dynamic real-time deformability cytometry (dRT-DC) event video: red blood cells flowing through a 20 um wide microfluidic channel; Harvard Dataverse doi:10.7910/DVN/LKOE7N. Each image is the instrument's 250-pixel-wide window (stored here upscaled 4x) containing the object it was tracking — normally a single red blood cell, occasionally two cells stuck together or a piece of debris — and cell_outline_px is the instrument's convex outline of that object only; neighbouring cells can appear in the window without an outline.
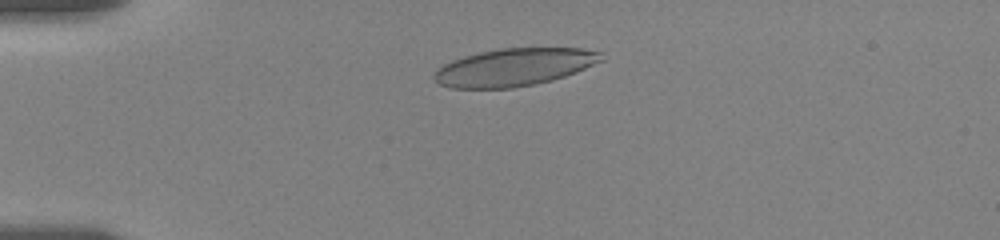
{"species": "human", "species_latin": "Homo sapiens", "temperature_condition": "room temperature", "stored_images_in_passage": 52, "camera_frame_rate_fps": 3000, "um_per_image_px": 0.085, "donor": {"sex": "female"}, "frame": {"image": 1, "passage_image": 9, "time_ms": 2.667, "image_size_px": [1000, 240], "cell_outline_px": [[604, 60], [576, 72], [552, 80], [536, 84], [512, 88], [448, 88], [440, 84], [432, 76], [436, 68], [452, 60], [464, 56], [480, 52], [500, 48], [580, 48], [604, 52]], "centroid_in_image_um": [43.71, 5.71], "position_along_channel_um": 41.3, "area_um2": 36.82}}
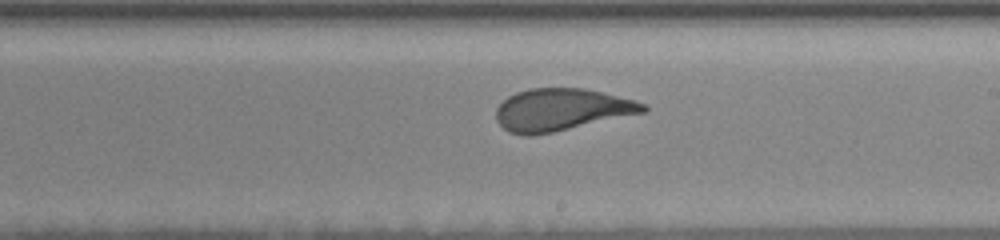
{"frame": {"image": 2, "passage_image": 29, "time_ms": 9.333, "image_size_px": [1000, 240], "cell_outline_px": [[648, 108], [644, 112], [552, 132], [532, 136], [520, 136], [508, 132], [496, 120], [496, 108], [508, 96], [516, 92], [532, 88], [584, 88], [604, 92], [636, 100], [644, 104]], "centroid_in_image_um": [47.69, 9.32], "position_along_channel_um": 241.3, "area_um2": 36.07}}
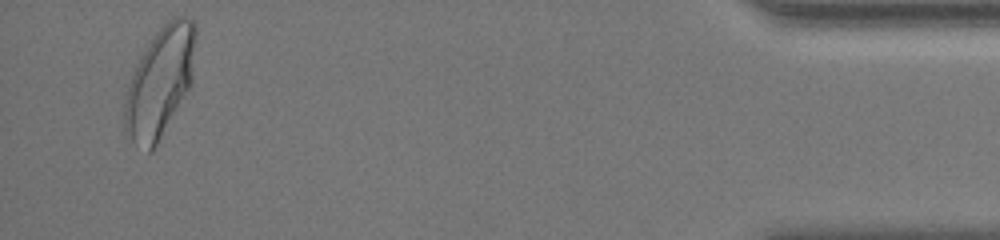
{"frame": {"image": 3, "passage_image": 50, "time_ms": 16.333, "image_size_px": [1000, 240], "cell_outline_px": [[196, 40], [188, 88], [152, 152], [148, 152], [132, 140], [124, 128], [124, 104], [128, 84], [132, 72], [140, 52], [152, 36], [172, 16], [188, 16], [196, 24]], "centroid_in_image_um": [13.56, 6.9], "position_along_channel_um": 421.6, "area_um2": 44.8}, "authors_computed_cell_mechanics": {"area_um2": 37.3966, "velocity_mm_per_s": 3.5299, "shape_relaxation_time_tau1_ms": 4.987, "shape_relaxation_time_tau2_ms": null, "deformation_change_tau1": 0.1762, "deformation_change_tau2": null}}